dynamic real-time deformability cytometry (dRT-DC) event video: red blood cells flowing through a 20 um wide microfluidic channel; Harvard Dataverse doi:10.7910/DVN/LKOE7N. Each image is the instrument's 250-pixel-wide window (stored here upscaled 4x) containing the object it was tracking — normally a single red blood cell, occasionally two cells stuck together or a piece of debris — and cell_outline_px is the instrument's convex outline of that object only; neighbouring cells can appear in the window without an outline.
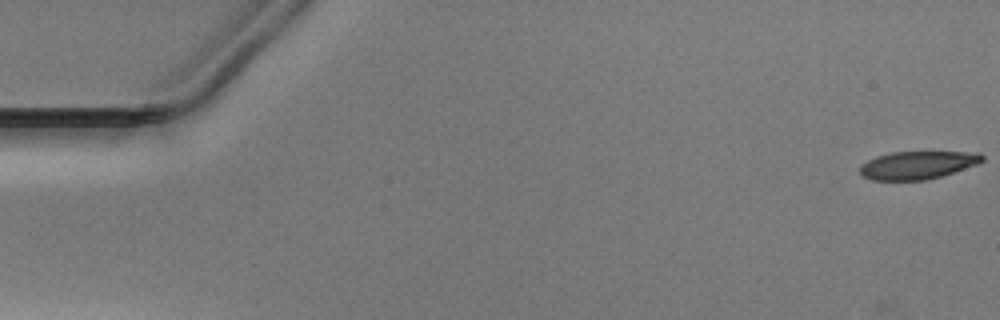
{"species": "Egyptian fruit bat (a non-hibernating species)", "species_latin": "Rousettus aegyptiacus", "temperature_condition": "warm", "stored_images_in_passage": 20, "camera_frame_rate_fps": 3000, "um_per_image_px": 0.085, "animal": {"sex": "male"}, "frame": {"image": 1, "passage_image": 1, "time_ms": 0.0, "image_size_px": [1000, 320], "cell_outline_px": [[984, 160], [976, 164], [928, 180], [872, 180], [864, 176], [860, 172], [860, 168], [868, 160], [876, 156], [892, 152], [980, 152], [984, 156]], "centroid_in_image_um": [78.0, 14.02], "position_along_channel_um": 7.0, "area_um2": 19.65}}
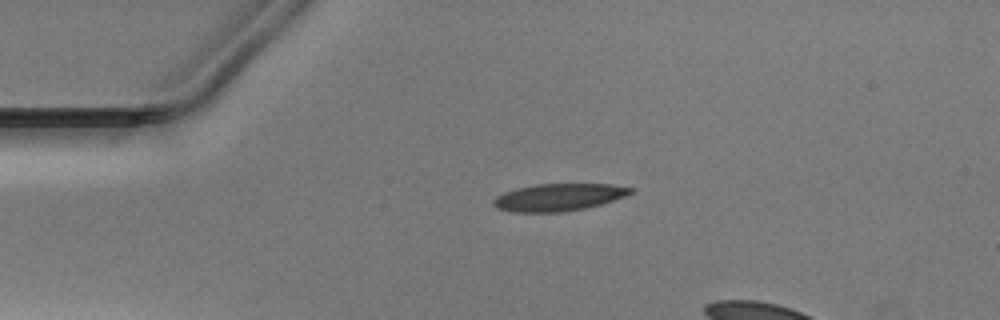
{"frame": {"image": 2, "passage_image": 12, "time_ms": 3.667, "image_size_px": [1000, 320], "cell_outline_px": [[632, 192], [624, 196], [600, 204], [584, 208], [564, 212], [512, 212], [496, 208], [492, 204], [492, 200], [496, 196], [504, 192], [516, 188], [536, 184], [612, 184], [632, 188]], "centroid_in_image_um": [47.41, 16.77], "position_along_channel_um": 37.6, "area_um2": 21.73}}
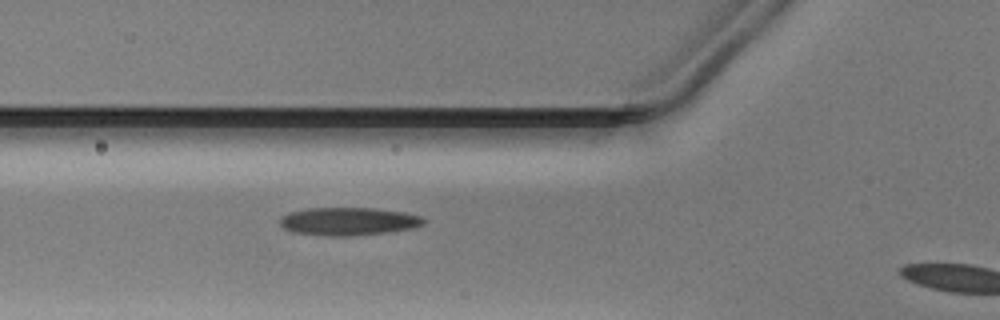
{"frame": {"image": 3, "passage_image": 19, "time_ms": 6.0, "image_size_px": [1000, 320], "cell_outline_px": [[424, 224], [412, 228], [388, 232], [348, 236], [328, 236], [292, 232], [284, 228], [280, 224], [280, 216], [288, 212], [308, 208], [372, 208], [404, 212], [420, 216], [424, 220]], "centroid_in_image_um": [29.57, 18.81], "position_along_channel_um": 96.2, "area_um2": 23.41}}